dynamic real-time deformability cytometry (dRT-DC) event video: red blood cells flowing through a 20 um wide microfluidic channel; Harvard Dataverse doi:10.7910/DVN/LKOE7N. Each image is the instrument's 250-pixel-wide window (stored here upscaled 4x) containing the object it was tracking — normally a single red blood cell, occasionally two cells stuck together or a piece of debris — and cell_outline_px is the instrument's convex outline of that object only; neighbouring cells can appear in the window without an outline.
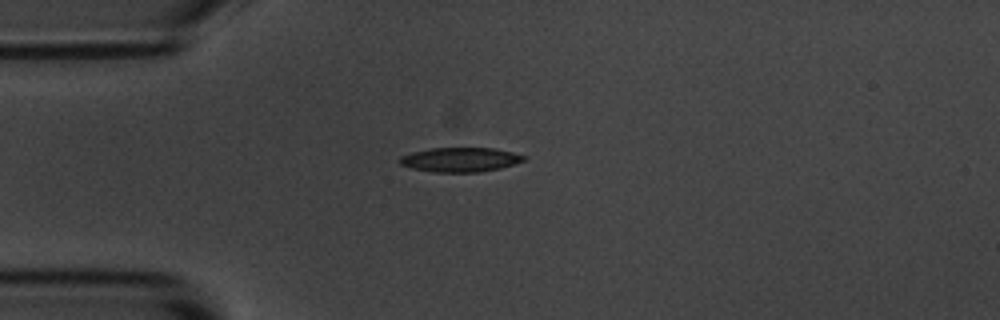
{"species": "common noctule bat (a hibernating species)", "species_latin": "Nyctalus noctula", "temperature_condition": "room temperature", "stored_images_in_passage": 7, "camera_frame_rate_fps": 3000, "um_per_image_px": 0.085, "animal": {"sex": "male", "body_mass_g": 20.1, "forearm_length_mm": 53.5}, "frame": {"image": 1, "passage_image": 1, "time_ms": 0.0, "image_size_px": [1000, 320], "cell_outline_px": [[528, 156], [524, 160], [500, 168], [480, 172], [432, 172], [412, 168], [400, 164], [396, 160], [400, 156], [412, 152], [432, 148], [496, 148]], "centroid_in_image_um": [39.09, 13.57], "position_along_channel_um": 45.9, "area_um2": 17.69}}
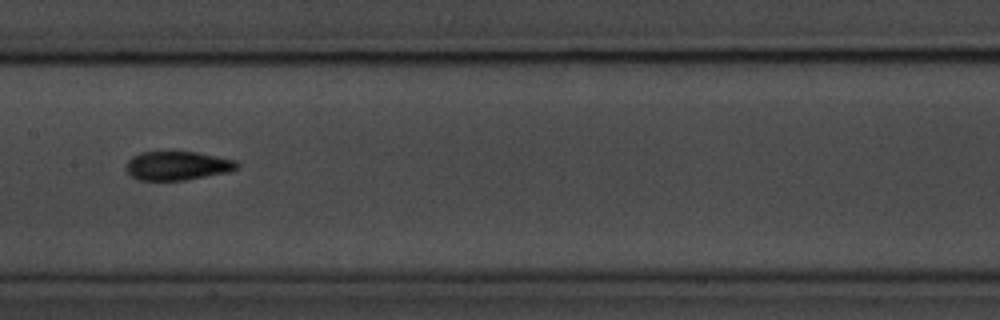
{"frame": {"image": 2, "passage_image": 5, "time_ms": 4.333, "image_size_px": [1000, 320], "cell_outline_px": [[240, 168], [228, 172], [184, 180], [140, 180], [132, 176], [128, 172], [128, 160], [132, 156], [140, 152], [196, 152], [236, 160], [240, 164]], "centroid_in_image_um": [15.13, 14.08], "position_along_channel_um": 192.3, "area_um2": 18.5}}
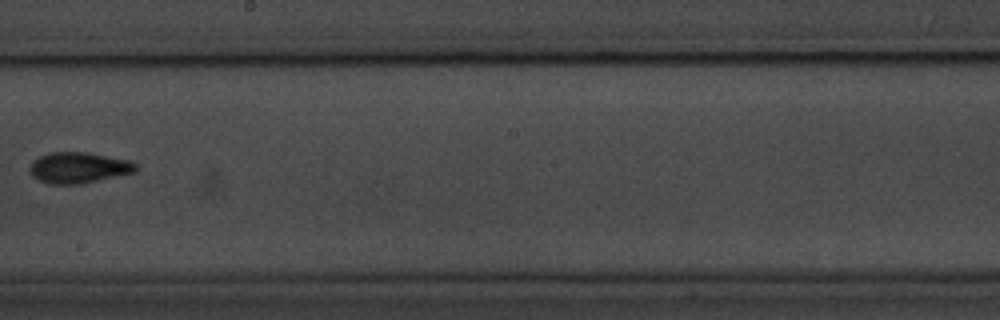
{"frame": {"image": 3, "passage_image": 6, "time_ms": 5.667, "image_size_px": [1000, 320], "cell_outline_px": [[136, 172], [80, 184], [48, 184], [32, 176], [28, 172], [28, 168], [40, 156], [48, 152], [88, 152], [132, 160], [136, 164]], "centroid_in_image_um": [6.69, 14.25], "position_along_channel_um": 241.5, "area_um2": 19.25}}